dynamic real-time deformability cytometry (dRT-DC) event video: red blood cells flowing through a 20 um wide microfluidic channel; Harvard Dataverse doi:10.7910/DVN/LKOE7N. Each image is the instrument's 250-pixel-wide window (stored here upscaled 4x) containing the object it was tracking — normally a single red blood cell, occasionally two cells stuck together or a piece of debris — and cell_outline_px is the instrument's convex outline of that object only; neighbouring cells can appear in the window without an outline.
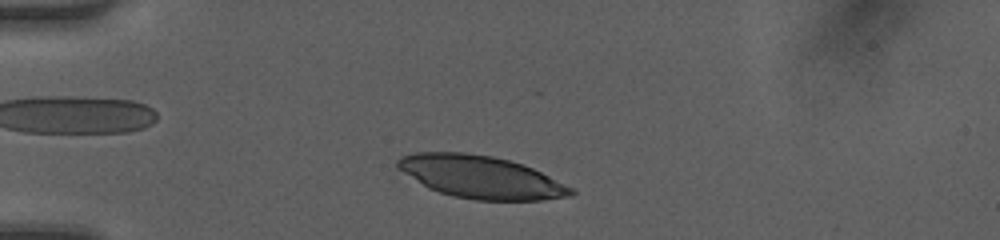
{"species": "human", "species_latin": "Homo sapiens", "temperature_condition": "room temperature", "stored_images_in_passage": 9, "camera_frame_rate_fps": 3000, "um_per_image_px": 0.085, "donor": {"sex": "female"}, "frame": {"image": 1, "passage_image": 2, "time_ms": 0.333, "image_size_px": [1000, 240], "cell_outline_px": [[576, 192], [572, 196], [540, 200], [476, 200], [452, 196], [428, 188], [396, 168], [396, 160], [400, 156], [412, 152], [468, 152], [492, 156], [508, 160], [532, 168], [576, 188]], "centroid_in_image_um": [40.87, 15.04], "position_along_channel_um": 44.1, "area_um2": 43.23}}
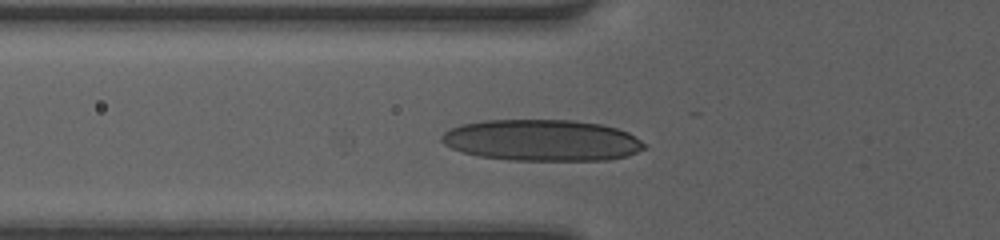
{"frame": {"image": 2, "passage_image": 7, "time_ms": 2.0, "image_size_px": [1000, 240], "cell_outline_px": [[648, 148], [628, 156], [608, 160], [508, 160], [480, 156], [460, 152], [444, 144], [440, 140], [440, 136], [444, 132], [460, 124], [484, 120], [572, 120], [600, 124], [616, 128], [628, 132], [648, 144]], "centroid_in_image_um": [46.09, 11.93], "position_along_channel_um": 79.7, "area_um2": 49.25}}